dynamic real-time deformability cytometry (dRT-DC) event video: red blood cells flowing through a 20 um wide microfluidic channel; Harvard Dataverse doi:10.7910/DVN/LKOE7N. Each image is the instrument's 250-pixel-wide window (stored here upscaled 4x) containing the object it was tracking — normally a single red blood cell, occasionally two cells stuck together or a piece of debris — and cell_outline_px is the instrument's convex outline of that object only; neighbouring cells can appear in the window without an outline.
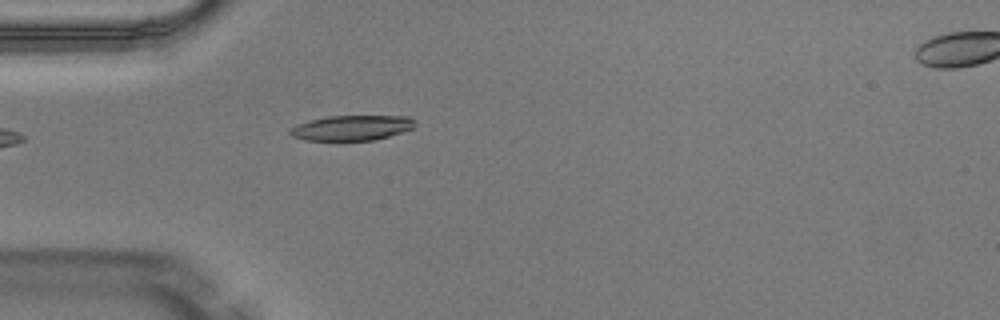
{"species": "Egyptian fruit bat (a non-hibernating species)", "species_latin": "Rousettus aegyptiacus", "temperature_condition": "warm", "stored_images_in_passage": 6, "camera_frame_rate_fps": 3000, "um_per_image_px": 0.085, "animal": {"sex": "male"}, "frame": {"image": 1, "passage_image": 5, "time_ms": 1.333, "image_size_px": [1000, 320], "cell_outline_px": [[416, 124], [412, 128], [388, 136], [372, 140], [304, 140], [292, 136], [288, 132], [296, 124], [328, 116], [408, 116]], "centroid_in_image_um": [29.87, 10.86], "position_along_channel_um": 55.1, "area_um2": 17.98}}